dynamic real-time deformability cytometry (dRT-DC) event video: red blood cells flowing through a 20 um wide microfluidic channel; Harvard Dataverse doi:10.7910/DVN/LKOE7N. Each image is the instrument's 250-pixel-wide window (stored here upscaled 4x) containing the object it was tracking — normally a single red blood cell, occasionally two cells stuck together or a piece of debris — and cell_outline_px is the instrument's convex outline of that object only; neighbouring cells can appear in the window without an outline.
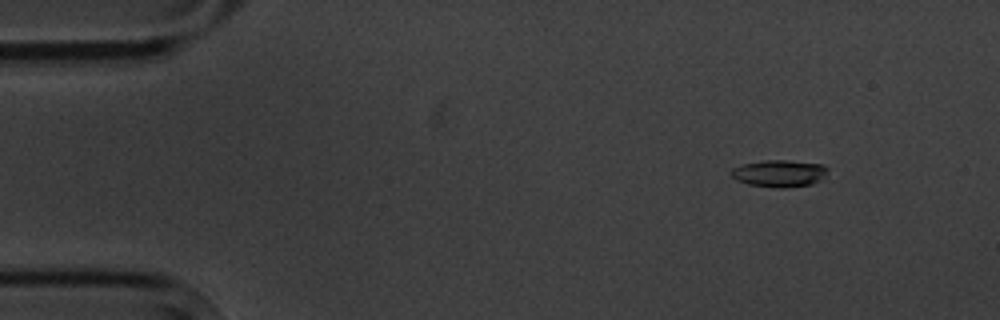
{"species": "common noctule bat (a hibernating species)", "species_latin": "Nyctalus noctula", "temperature_condition": "cold", "stored_images_in_passage": 4, "camera_frame_rate_fps": 3000, "um_per_image_px": 0.085, "animal": {"sex": "male", "body_mass_g": 20.1, "forearm_length_mm": 53.5}, "frame": {"image": 1, "passage_image": 2, "time_ms": 1.0, "image_size_px": [1000, 320], "cell_outline_px": [[828, 168], [824, 176], [820, 180], [812, 184], [784, 188], [780, 188], [748, 184], [736, 180], [728, 172], [732, 168], [740, 164], [764, 160], [788, 160], [824, 164]], "centroid_in_image_um": [66.21, 14.72], "position_along_channel_um": 18.8, "area_um2": 15.37}}